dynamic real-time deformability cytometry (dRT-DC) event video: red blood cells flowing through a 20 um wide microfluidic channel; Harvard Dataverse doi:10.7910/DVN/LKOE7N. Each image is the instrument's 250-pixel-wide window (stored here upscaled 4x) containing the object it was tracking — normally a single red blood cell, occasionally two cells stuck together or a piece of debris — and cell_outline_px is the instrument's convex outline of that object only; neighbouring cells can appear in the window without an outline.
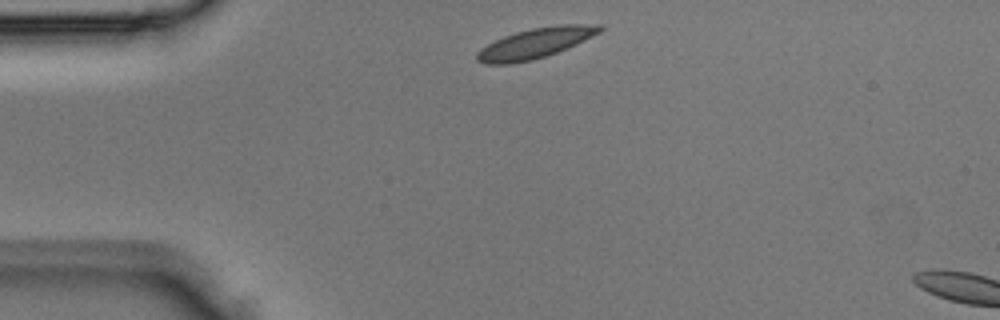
{"species": "Egyptian fruit bat (a non-hibernating species)", "species_latin": "Rousettus aegyptiacus", "temperature_condition": "room temperature", "stored_images_in_passage": 4, "camera_frame_rate_fps": 3000, "um_per_image_px": 0.085, "animal": {"sex": "male"}, "frame": {"image": 1, "passage_image": 4, "time_ms": 1.0, "image_size_px": [1000, 320], "cell_outline_px": [[604, 28], [600, 32], [576, 44], [556, 52], [532, 60], [512, 64], [484, 64], [476, 60], [476, 52], [480, 48], [504, 36], [516, 32], [532, 28], [560, 24], [604, 24]], "centroid_in_image_um": [45.5, 3.66], "position_along_channel_um": 39.5, "area_um2": 21.56}}